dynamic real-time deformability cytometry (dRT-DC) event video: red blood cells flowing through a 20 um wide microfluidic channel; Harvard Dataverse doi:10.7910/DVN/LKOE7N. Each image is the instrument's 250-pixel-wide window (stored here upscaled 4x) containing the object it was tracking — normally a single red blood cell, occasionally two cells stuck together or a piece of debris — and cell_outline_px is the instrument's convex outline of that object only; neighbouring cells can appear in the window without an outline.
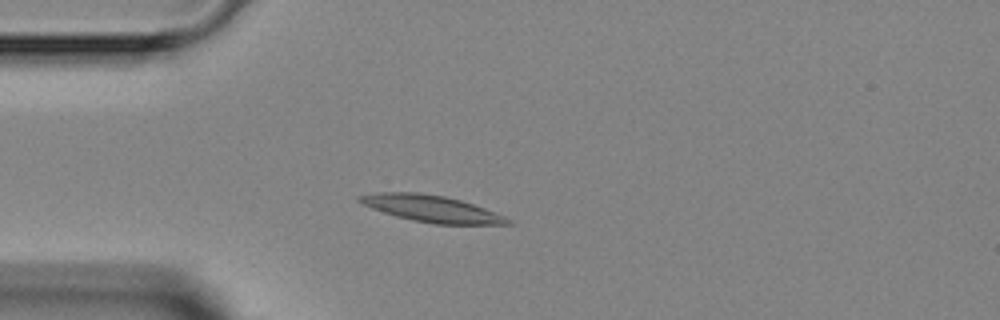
{"species": "Egyptian fruit bat (a non-hibernating species)", "species_latin": "Rousettus aegyptiacus", "temperature_condition": "room temperature", "stored_images_in_passage": 5, "camera_frame_rate_fps": 3000, "um_per_image_px": 0.085, "animal": {"sex": "female"}, "frame": {"image": 1, "passage_image": 3, "time_ms": 2.667, "image_size_px": [1000, 320], "cell_outline_px": [[516, 224], [432, 224], [412, 220], [396, 216], [372, 208], [356, 200], [356, 196], [380, 192], [420, 192], [444, 196], [460, 200], [484, 208], [504, 216], [512, 220]], "centroid_in_image_um": [36.68, 17.73], "position_along_channel_um": 48.3, "area_um2": 22.89}}
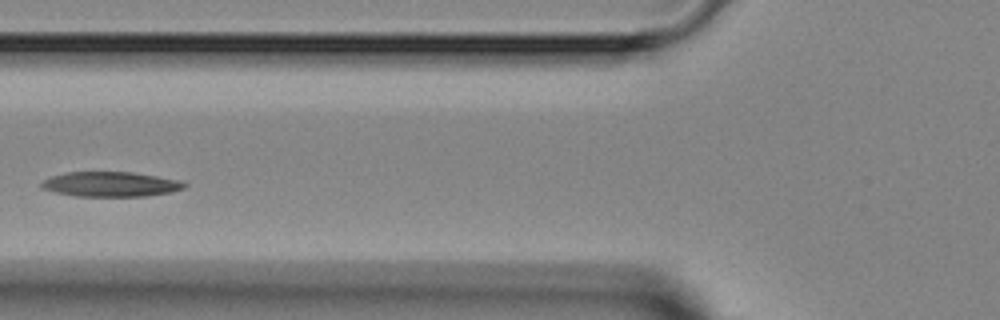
{"frame": {"image": 2, "passage_image": 5, "time_ms": 4.667, "image_size_px": [1000, 320], "cell_outline_px": [[188, 184], [184, 188], [172, 192], [148, 196], [76, 196], [56, 192], [40, 188], [40, 184], [44, 180], [52, 176], [68, 172], [132, 172], [180, 180]], "centroid_in_image_um": [9.43, 15.66], "position_along_channel_um": 116.4, "area_um2": 20.69}}